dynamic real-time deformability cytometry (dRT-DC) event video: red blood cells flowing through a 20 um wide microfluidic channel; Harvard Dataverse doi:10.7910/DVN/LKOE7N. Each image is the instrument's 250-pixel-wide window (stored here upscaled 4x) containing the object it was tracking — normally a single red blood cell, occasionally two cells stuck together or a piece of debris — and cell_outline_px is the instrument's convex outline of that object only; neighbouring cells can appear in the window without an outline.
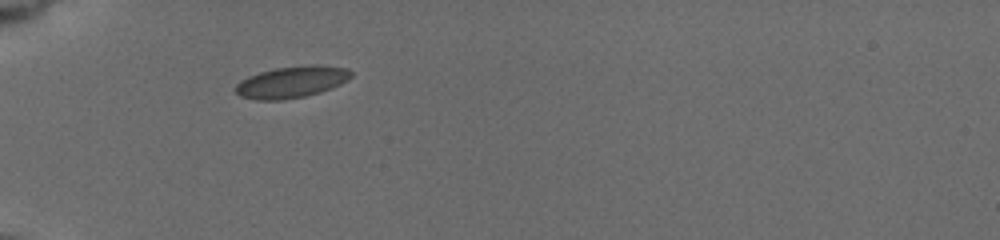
{"species": "common noctule bat (a hibernating species)", "species_latin": "Nyctalus noctula", "temperature_condition": "cold", "stored_images_in_passage": 9, "camera_frame_rate_fps": 3000, "um_per_image_px": 0.085, "animal": {"sex": "female", "body_mass_g": 19.5, "forearm_length_mm": 54.1}, "frame": {"image": 1, "passage_image": 1, "time_ms": 0.0, "image_size_px": [1000, 240], "cell_outline_px": [[352, 76], [348, 80], [332, 88], [320, 92], [304, 96], [280, 100], [256, 100], [240, 96], [232, 88], [240, 80], [248, 76], [260, 72], [276, 68], [308, 64], [316, 64], [348, 68], [352, 72]], "centroid_in_image_um": [24.78, 6.96], "position_along_channel_um": 60.2, "area_um2": 21.5}}
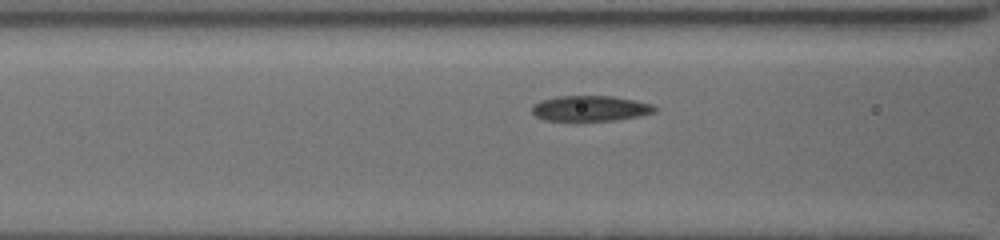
{"frame": {"image": 2, "passage_image": 5, "time_ms": 0.667, "image_size_px": [1000, 240], "cell_outline_px": [[660, 108], [656, 112], [636, 116], [612, 120], [544, 120], [536, 116], [532, 112], [532, 104], [540, 100], [556, 96], [612, 96], [636, 100], [652, 104]], "centroid_in_image_um": [50.18, 9.2], "position_along_channel_um": 116.4, "area_um2": 18.21}}